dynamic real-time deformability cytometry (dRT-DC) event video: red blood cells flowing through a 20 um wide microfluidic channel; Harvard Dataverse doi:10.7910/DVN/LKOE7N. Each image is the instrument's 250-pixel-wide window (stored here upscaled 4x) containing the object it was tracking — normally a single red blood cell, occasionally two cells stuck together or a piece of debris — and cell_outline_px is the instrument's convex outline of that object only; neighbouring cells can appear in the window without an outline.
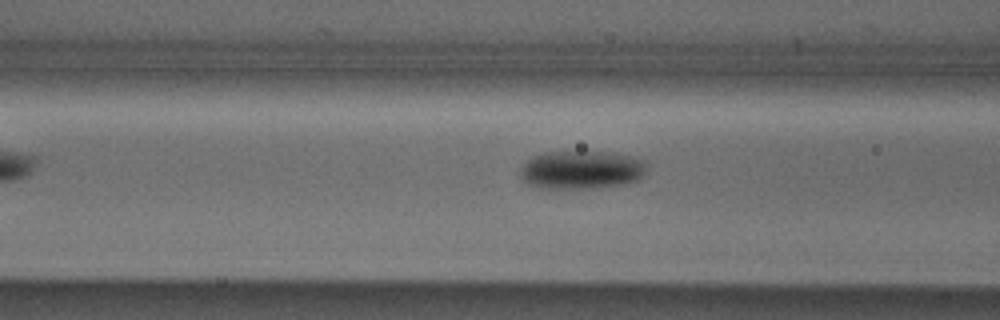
{"species": "Egyptian fruit bat (a non-hibernating species)", "species_latin": "Rousettus aegyptiacus", "temperature_condition": "cold", "stored_images_in_passage": 4, "camera_frame_rate_fps": 3000, "um_per_image_px": 0.085, "animal": {"sex": "male"}, "frame": {"image": 1, "passage_image": 4, "time_ms": 1.0, "image_size_px": [1000, 320], "cell_outline_px": [[644, 172], [640, 180], [624, 184], [592, 188], [540, 188], [528, 184], [520, 176], [520, 168], [532, 156], [544, 152], [612, 152], [632, 156], [644, 160]], "centroid_in_image_um": [49.41, 14.43], "position_along_channel_um": 117.2, "area_um2": 28.26}}